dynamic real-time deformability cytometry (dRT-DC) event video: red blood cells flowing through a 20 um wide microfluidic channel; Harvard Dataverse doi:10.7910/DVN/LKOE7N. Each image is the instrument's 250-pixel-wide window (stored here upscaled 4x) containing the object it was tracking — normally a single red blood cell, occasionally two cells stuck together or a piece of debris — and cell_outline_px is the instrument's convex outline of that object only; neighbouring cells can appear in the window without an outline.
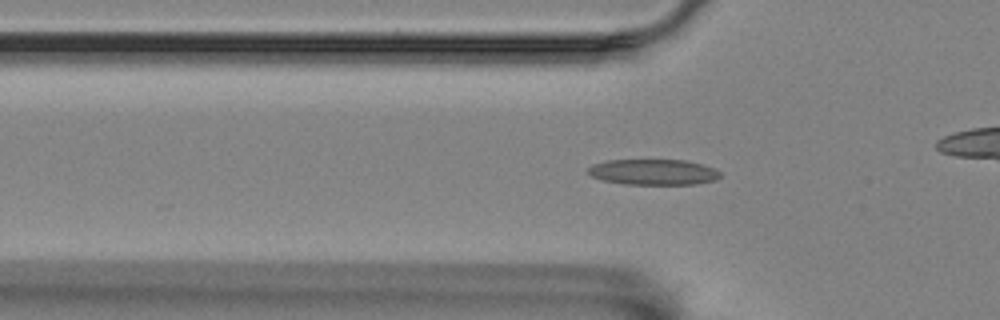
{"species": "Egyptian fruit bat (a non-hibernating species)", "species_latin": "Rousettus aegyptiacus", "temperature_condition": "room temperature", "stored_images_in_passage": 51, "camera_frame_rate_fps": 3000, "um_per_image_px": 0.085, "animal": {"sex": "female"}, "frame": {"image": 1, "passage_image": 19, "time_ms": 6.0, "image_size_px": [1000, 320], "cell_outline_px": [[720, 176], [716, 180], [696, 184], [624, 184], [604, 180], [592, 176], [588, 172], [588, 168], [592, 164], [608, 160], [684, 160], [716, 168], [720, 172]], "centroid_in_image_um": [55.55, 14.62], "position_along_channel_um": 70.2, "area_um2": 19.71}}
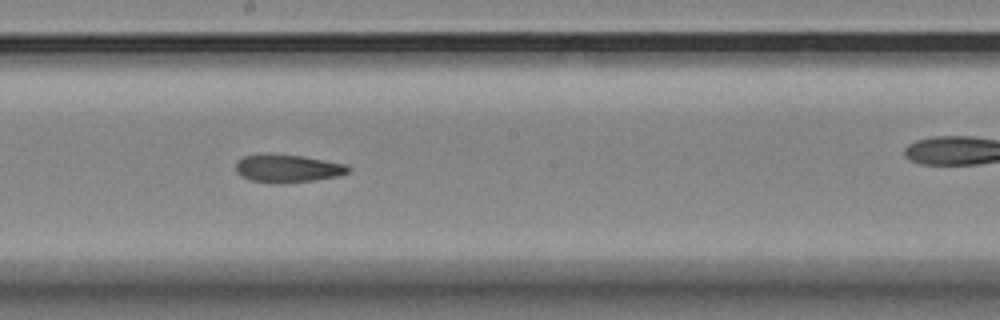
{"frame": {"image": 2, "passage_image": 32, "time_ms": 10.333, "image_size_px": [1000, 320], "cell_outline_px": [[352, 168], [348, 172], [340, 176], [284, 184], [272, 184], [248, 180], [240, 176], [236, 172], [236, 160], [244, 156], [260, 152], [264, 152], [300, 156], [344, 164]], "centroid_in_image_um": [24.35, 14.32], "position_along_channel_um": 223.8, "area_um2": 18.79}}
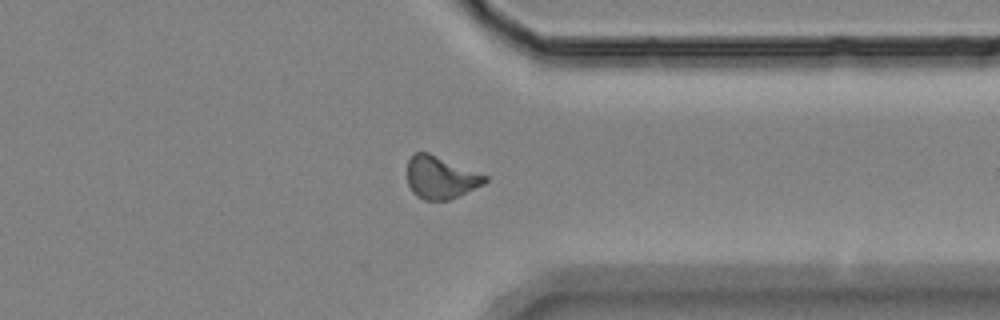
{"frame": {"image": 3, "passage_image": 45, "time_ms": 14.667, "image_size_px": [1000, 320], "cell_outline_px": [[488, 180], [484, 184], [460, 196], [448, 200], [424, 200], [416, 196], [412, 192], [408, 184], [408, 160], [416, 152], [428, 152], [488, 176]], "centroid_in_image_um": [37.46, 15.1], "position_along_channel_um": 373.9, "area_um2": 19.25}}